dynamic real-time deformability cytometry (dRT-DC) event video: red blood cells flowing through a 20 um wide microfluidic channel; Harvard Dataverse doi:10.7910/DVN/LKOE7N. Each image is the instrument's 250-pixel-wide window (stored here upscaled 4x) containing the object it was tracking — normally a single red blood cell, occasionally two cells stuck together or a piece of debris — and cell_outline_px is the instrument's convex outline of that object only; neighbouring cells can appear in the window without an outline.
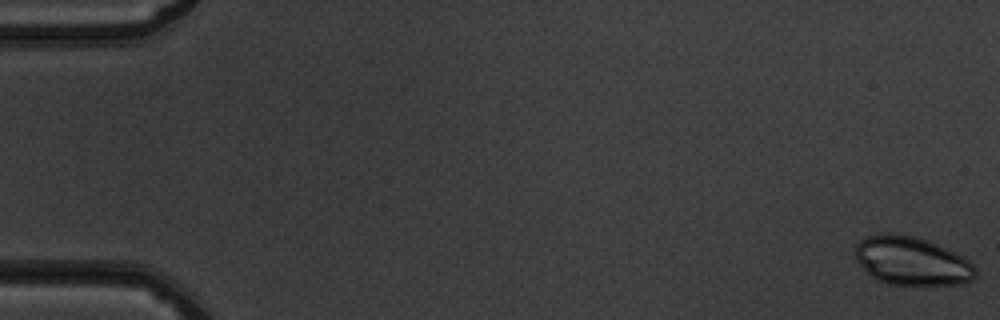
{"species": "common noctule bat (a hibernating species)", "species_latin": "Nyctalus noctula", "temperature_condition": "warm", "stored_images_in_passage": 9, "camera_frame_rate_fps": 3000, "um_per_image_px": 0.085, "animal": {"sex": "male", "body_mass_g": 19.5, "forearm_length_mm": 54.6}, "frame": {"image": 1, "passage_image": 1, "time_ms": 0.0, "image_size_px": [1000, 320], "cell_outline_px": [[976, 276], [972, 280], [964, 284], [888, 284], [876, 280], [856, 260], [852, 252], [856, 244], [860, 240], [868, 236], [884, 232], [888, 232], [912, 236], [928, 240], [964, 256], [976, 268]], "centroid_in_image_um": [77.48, 22.17], "position_along_channel_um": 7.5, "area_um2": 34.16}}